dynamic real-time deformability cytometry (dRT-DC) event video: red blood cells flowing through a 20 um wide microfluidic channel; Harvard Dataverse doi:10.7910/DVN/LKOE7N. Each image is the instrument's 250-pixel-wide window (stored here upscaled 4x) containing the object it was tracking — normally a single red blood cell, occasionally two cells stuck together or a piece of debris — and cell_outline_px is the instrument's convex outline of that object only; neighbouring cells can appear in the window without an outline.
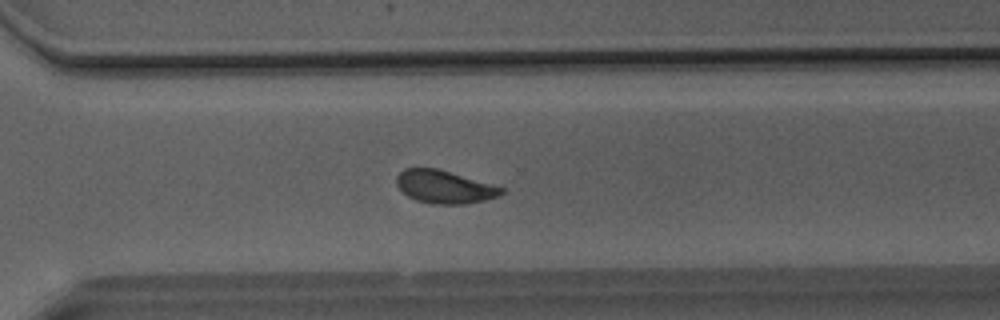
{"species": "Egyptian fruit bat (a non-hibernating species)", "species_latin": "Rousettus aegyptiacus", "temperature_condition": "room temperature", "stored_images_in_passage": 51, "camera_frame_rate_fps": 3000, "um_per_image_px": 0.085, "animal": {"sex": "male"}, "frame": {"image": 1, "passage_image": 36, "time_ms": 11.667, "image_size_px": [1000, 320], "cell_outline_px": [[504, 192], [500, 196], [484, 200], [464, 204], [432, 204], [416, 200], [408, 196], [396, 184], [396, 176], [404, 168], [436, 168], [504, 188]], "centroid_in_image_um": [37.76, 15.89], "position_along_channel_um": 332.8, "area_um2": 19.88}}
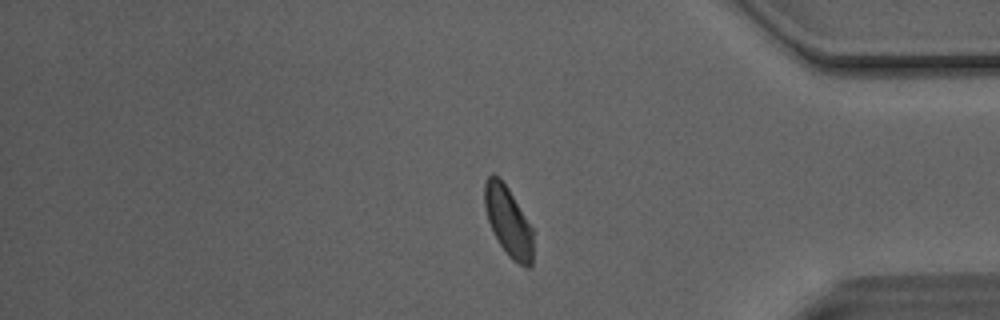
{"frame": {"image": 2, "passage_image": 42, "time_ms": 13.667, "image_size_px": [1000, 320], "cell_outline_px": [[532, 264], [528, 268], [512, 260], [508, 256], [500, 244], [488, 220], [484, 208], [484, 184], [488, 176], [492, 172], [500, 176], [508, 188], [532, 228]], "centroid_in_image_um": [43.18, 18.78], "position_along_channel_um": 392.0, "area_um2": 19.54}}
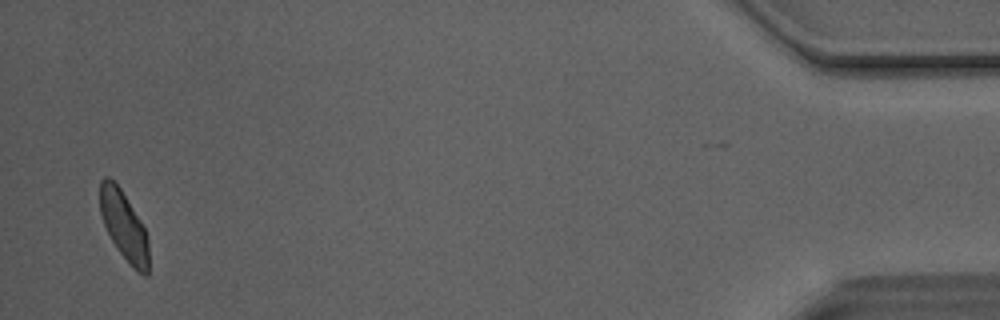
{"frame": {"image": 3, "passage_image": 49, "time_ms": 16.0, "image_size_px": [1000, 320], "cell_outline_px": [[148, 276], [144, 276], [136, 272], [132, 268], [116, 248], [104, 224], [100, 212], [100, 180], [104, 176], [108, 176], [120, 188], [140, 220], [144, 228], [148, 240]], "centroid_in_image_um": [10.53, 19.22], "position_along_channel_um": 424.7, "area_um2": 19.48}, "authors_computed_cell_mechanics": {"area_um2": 20.8658, "velocity_mm_per_s": 4.0937, "shape_relaxation_time_tau1_ms": 2.5493, "shape_relaxation_time_tau2_ms": 1.7642, "deformation_change_tau1": 0.0952, "deformation_change_tau2": 0.0494}}